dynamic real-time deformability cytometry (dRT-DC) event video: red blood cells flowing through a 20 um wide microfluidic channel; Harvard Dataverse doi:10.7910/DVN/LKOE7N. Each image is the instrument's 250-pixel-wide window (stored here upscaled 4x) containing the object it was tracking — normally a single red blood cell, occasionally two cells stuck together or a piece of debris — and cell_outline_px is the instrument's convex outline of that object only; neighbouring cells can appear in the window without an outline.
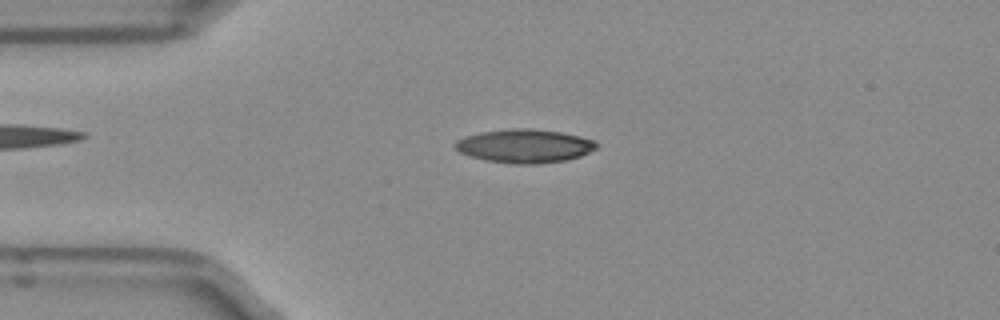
{"species": "Egyptian fruit bat (a non-hibernating species)", "species_latin": "Rousettus aegyptiacus", "temperature_condition": "room temperature", "stored_images_in_passage": 50, "camera_frame_rate_fps": 3000, "um_per_image_px": 0.085, "frame": {"image": 1, "passage_image": 11, "time_ms": 3.333, "image_size_px": [1000, 320], "cell_outline_px": [[596, 148], [580, 156], [564, 160], [536, 164], [516, 164], [488, 160], [472, 156], [460, 152], [452, 144], [456, 140], [464, 136], [480, 132], [512, 128], [532, 128], [560, 132], [580, 136], [592, 140], [596, 144]], "centroid_in_image_um": [44.55, 12.39], "position_along_channel_um": 40.5, "area_um2": 27.4}}
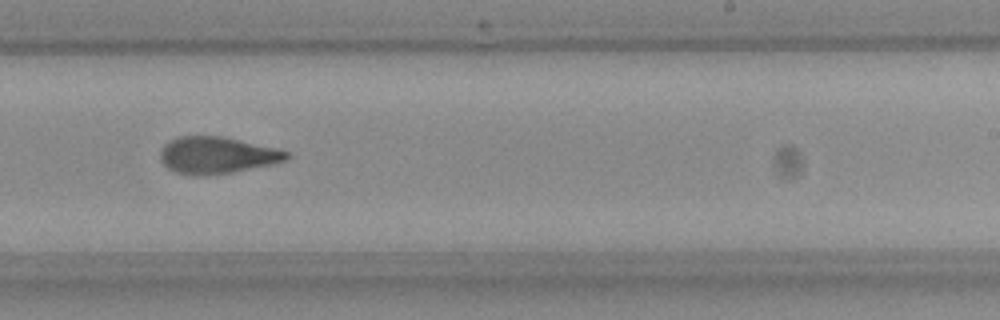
{"frame": {"image": 2, "passage_image": 30, "time_ms": 9.667, "image_size_px": [1000, 320], "cell_outline_px": [[292, 156], [284, 160], [272, 164], [232, 172], [176, 172], [168, 168], [160, 160], [160, 152], [164, 144], [168, 140], [180, 136], [220, 136], [276, 148], [288, 152]], "centroid_in_image_um": [18.45, 13.14], "position_along_channel_um": 270.6, "area_um2": 26.07}}
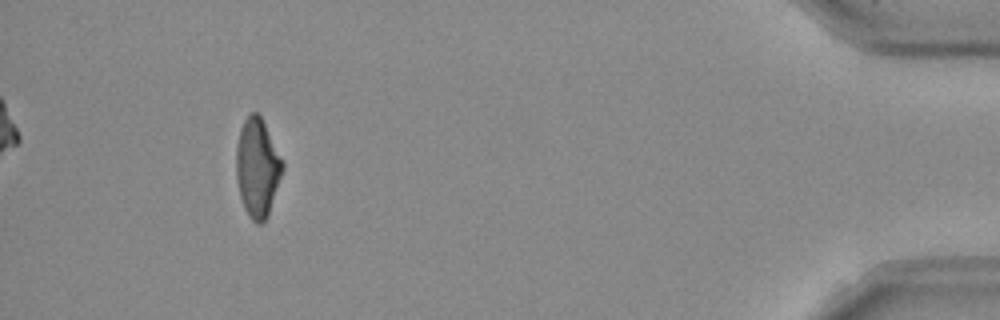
{"frame": {"image": 3, "passage_image": 46, "time_ms": 15.0, "image_size_px": [1000, 320], "cell_outline_px": [[284, 168], [268, 216], [260, 224], [256, 224], [248, 216], [244, 208], [240, 196], [236, 176], [236, 148], [240, 128], [244, 120], [252, 112], [256, 112], [260, 116], [284, 164]], "centroid_in_image_um": [21.86, 14.29], "position_along_channel_um": 413.3, "area_um2": 26.36}, "authors_computed_cell_mechanics": {"area_um2": 26.7903, "velocity_mm_per_s": 3.9708, "shape_relaxation_time_tau1_ms": 8.6543, "shape_relaxation_time_tau2_ms": 1.8294, "deformation_change_tau1": 0.2657, "deformation_change_tau2": 0.1049}}